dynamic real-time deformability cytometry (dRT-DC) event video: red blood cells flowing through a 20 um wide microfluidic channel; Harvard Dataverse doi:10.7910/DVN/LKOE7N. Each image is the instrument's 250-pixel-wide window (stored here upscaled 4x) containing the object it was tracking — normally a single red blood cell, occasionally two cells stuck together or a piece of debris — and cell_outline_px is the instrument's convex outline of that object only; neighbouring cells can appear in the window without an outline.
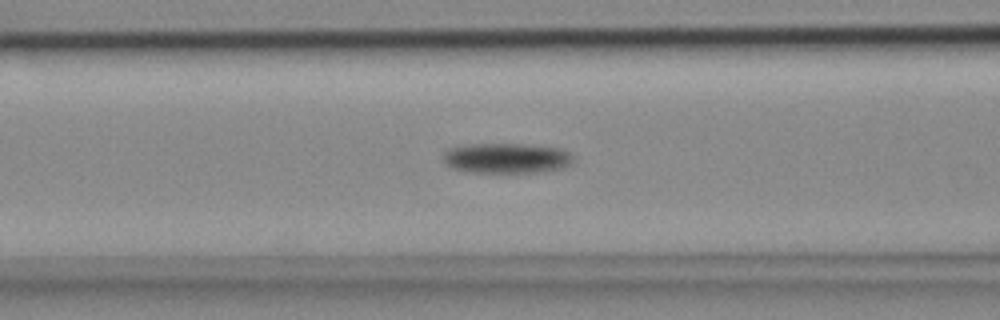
{"species": "common noctule bat (a hibernating species)", "species_latin": "Nyctalus noctula", "temperature_condition": "cold", "stored_images_in_passage": 52, "camera_frame_rate_fps": 3000, "um_per_image_px": 0.085, "animal": {"sex": "female", "body_mass_g": 18.4}, "frame": {"image": 1, "passage_image": 17, "time_ms": 5.333, "image_size_px": [1000, 320], "cell_outline_px": [[576, 160], [572, 164], [564, 168], [544, 172], [468, 172], [452, 168], [444, 164], [444, 152], [452, 148], [476, 144], [520, 144], [560, 148], [568, 152]], "centroid_in_image_um": [43.12, 13.46], "position_along_channel_um": 123.5, "area_um2": 22.89}}
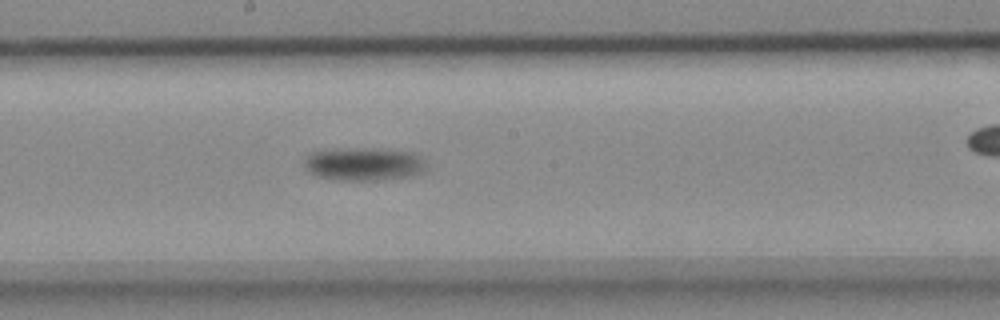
{"frame": {"image": 2, "passage_image": 25, "time_ms": 8.0, "image_size_px": [1000, 320], "cell_outline_px": [[424, 168], [420, 172], [404, 176], [380, 180], [332, 180], [316, 176], [308, 172], [304, 164], [308, 156], [312, 152], [404, 152], [420, 160]], "centroid_in_image_um": [30.78, 14.06], "position_along_channel_um": 217.4, "area_um2": 20.92}}
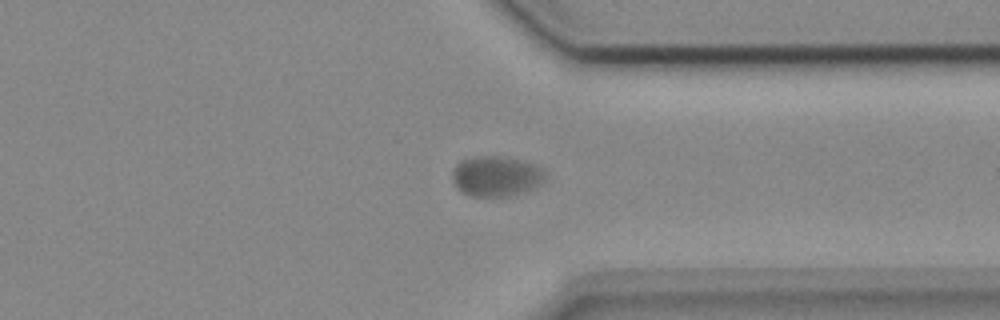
{"frame": {"image": 3, "passage_image": 38, "time_ms": 12.333, "image_size_px": [1000, 320], "cell_outline_px": [[544, 180], [540, 184], [516, 196], [472, 196], [456, 188], [452, 176], [452, 172], [456, 164], [460, 160], [484, 156], [496, 156], [520, 160], [536, 164], [544, 172]], "centroid_in_image_um": [42.17, 14.99], "position_along_channel_um": 369.2, "area_um2": 21.68}, "authors_computed_cell_mechanics": {"area_um2": 21.8773, "velocity_mm_per_s": 3.5331, "shape_relaxation_time_tau1_ms": 6.9858, "shape_relaxation_time_tau2_ms": null, "deformation_change_tau1": 0.1384, "deformation_change_tau2": null}}